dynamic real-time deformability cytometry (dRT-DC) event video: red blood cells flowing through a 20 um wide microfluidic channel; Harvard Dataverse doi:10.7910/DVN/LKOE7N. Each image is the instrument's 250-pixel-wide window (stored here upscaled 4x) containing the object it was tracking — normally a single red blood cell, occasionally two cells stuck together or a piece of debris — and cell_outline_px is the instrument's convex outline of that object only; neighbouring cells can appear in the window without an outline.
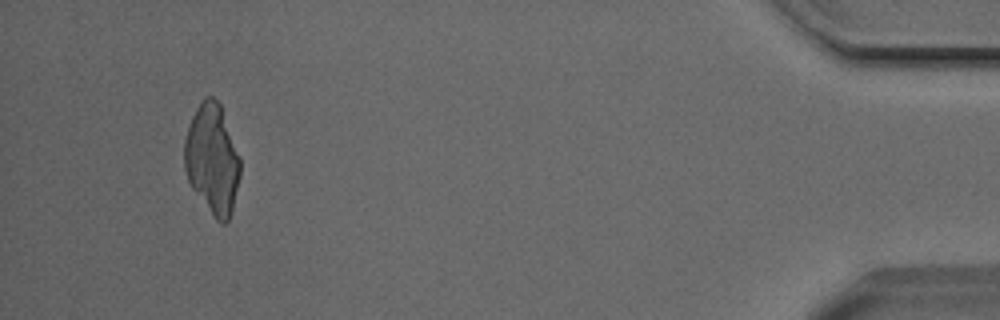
{"species": "Egyptian fruit bat (a non-hibernating species)", "species_latin": "Rousettus aegyptiacus", "temperature_condition": "cold", "stored_images_in_passage": 51, "camera_frame_rate_fps": 3000, "um_per_image_px": 0.085, "animal": {"sex": "male"}, "frame": {"image": 1, "passage_image": 48, "time_ms": 15.667, "image_size_px": [1000, 320], "cell_outline_px": [[240, 176], [232, 212], [228, 220], [224, 224], [220, 224], [216, 220], [192, 188], [188, 180], [184, 168], [184, 140], [188, 124], [196, 108], [204, 96], [212, 96], [220, 104], [240, 160]], "centroid_in_image_um": [18.02, 13.54], "position_along_channel_um": 417.2, "area_um2": 35.66}}